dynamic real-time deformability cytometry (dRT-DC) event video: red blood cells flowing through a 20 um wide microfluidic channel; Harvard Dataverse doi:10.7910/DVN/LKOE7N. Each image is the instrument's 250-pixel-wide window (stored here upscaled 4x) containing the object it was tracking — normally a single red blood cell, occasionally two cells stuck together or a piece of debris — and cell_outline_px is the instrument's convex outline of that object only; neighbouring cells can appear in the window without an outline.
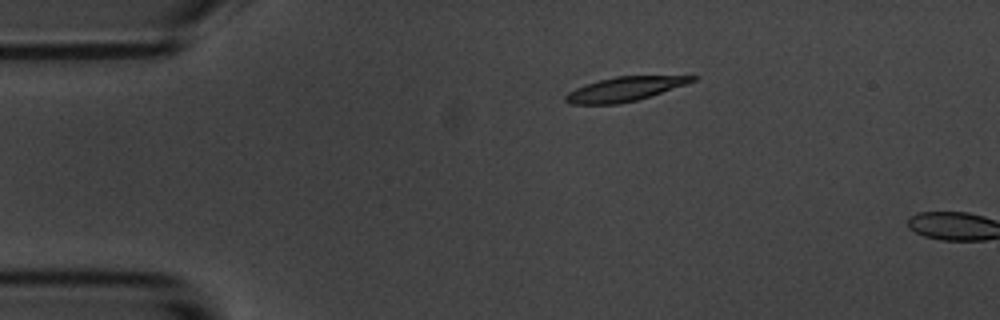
{"species": "common noctule bat (a hibernating species)", "species_latin": "Nyctalus noctula", "temperature_condition": "room temperature", "stored_images_in_passage": 3, "camera_frame_rate_fps": 3000, "um_per_image_px": 0.085, "animal": {"sex": "male", "body_mass_g": 20.1, "forearm_length_mm": 53.5}, "frame": {"image": 1, "passage_image": 1, "time_ms": 0.0, "image_size_px": [1000, 320], "cell_outline_px": [[700, 76], [696, 80], [636, 100], [620, 104], [572, 104], [564, 100], [564, 96], [568, 92], [584, 84], [616, 76]], "centroid_in_image_um": [53.02, 7.57], "position_along_channel_um": 32.0, "area_um2": 17.51}}